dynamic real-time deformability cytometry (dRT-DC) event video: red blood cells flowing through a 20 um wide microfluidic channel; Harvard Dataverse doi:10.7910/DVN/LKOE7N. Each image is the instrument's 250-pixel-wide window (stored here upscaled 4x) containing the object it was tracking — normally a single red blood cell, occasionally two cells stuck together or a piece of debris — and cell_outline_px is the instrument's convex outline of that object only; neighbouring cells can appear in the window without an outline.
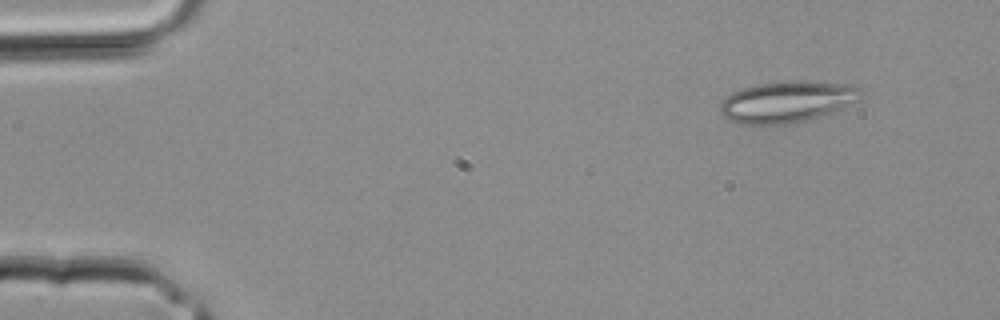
{"species": "common noctule bat (a hibernating species)", "species_latin": "Nyctalus noctula", "temperature_condition": "room temperature", "stored_images_in_passage": 3, "segment_of_instrument_passage": [1, 2], "camera_frame_rate_fps": 3000, "um_per_image_px": 0.085, "animal": {"sex": "male", "body_mass_g": 20.4}, "frame": {"image": 1, "passage_image": 1, "time_ms": 0.0, "image_size_px": [1000, 320], "cell_outline_px": [[864, 92], [860, 100], [832, 112], [808, 120], [792, 124], [736, 124], [724, 116], [720, 112], [720, 104], [732, 92], [756, 84], [784, 80], [804, 80], [856, 84], [864, 88]], "centroid_in_image_um": [66.99, 8.62], "position_along_channel_um": 18.0, "area_um2": 34.62}}